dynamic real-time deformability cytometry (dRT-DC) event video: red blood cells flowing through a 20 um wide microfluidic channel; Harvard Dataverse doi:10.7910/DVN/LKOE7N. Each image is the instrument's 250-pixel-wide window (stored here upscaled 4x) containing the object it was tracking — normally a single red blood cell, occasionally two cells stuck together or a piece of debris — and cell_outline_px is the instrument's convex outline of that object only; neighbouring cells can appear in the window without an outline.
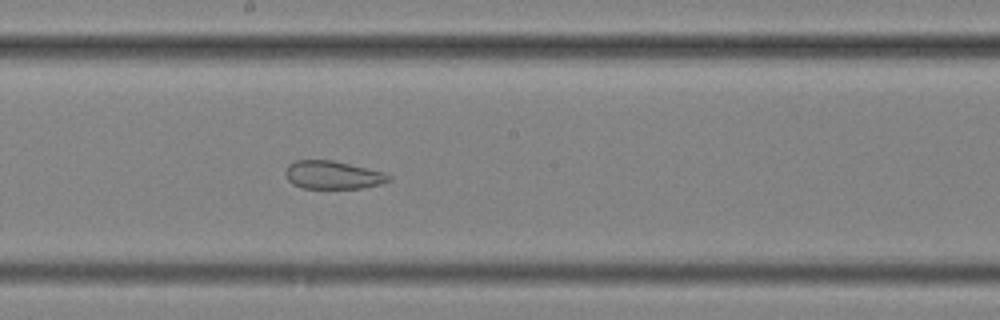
{"species": "common noctule bat (a hibernating species)", "species_latin": "Nyctalus noctula", "temperature_condition": "cold", "stored_images_in_passage": 52, "segment_of_instrument_passage": [2, 2], "camera_frame_rate_fps": 3000, "um_per_image_px": 0.085, "animal": {"sex": "female", "body_mass_g": 25.1}, "frame": {"image": 1, "passage_image": 27, "time_ms": 8.667, "image_size_px": [1000, 320], "cell_outline_px": [[392, 180], [380, 184], [360, 188], [304, 188], [292, 184], [288, 180], [284, 172], [288, 164], [296, 160], [332, 160], [384, 172], [392, 176]], "centroid_in_image_um": [28.28, 14.87], "position_along_channel_um": 219.9, "area_um2": 16.94}}
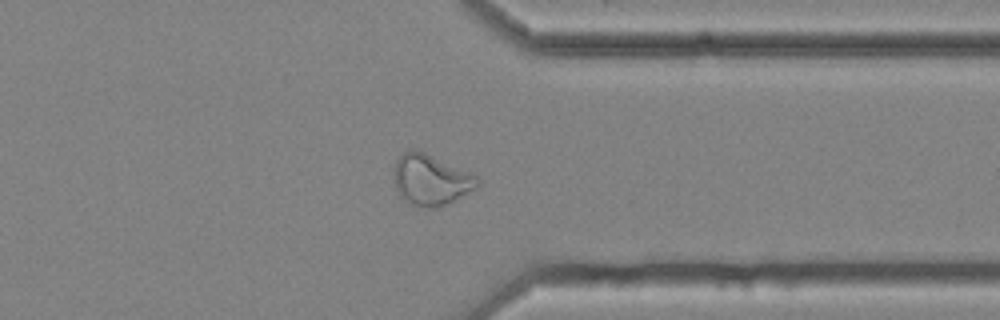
{"frame": {"image": 2, "passage_image": 40, "time_ms": 13.0, "image_size_px": [1000, 320], "cell_outline_px": [[480, 184], [476, 188], [448, 204], [440, 208], [424, 208], [412, 204], [404, 200], [400, 196], [396, 188], [396, 160], [408, 148], [412, 148], [424, 152], [476, 176], [480, 180]], "centroid_in_image_um": [36.63, 15.31], "position_along_channel_um": 374.8, "area_um2": 24.39}}